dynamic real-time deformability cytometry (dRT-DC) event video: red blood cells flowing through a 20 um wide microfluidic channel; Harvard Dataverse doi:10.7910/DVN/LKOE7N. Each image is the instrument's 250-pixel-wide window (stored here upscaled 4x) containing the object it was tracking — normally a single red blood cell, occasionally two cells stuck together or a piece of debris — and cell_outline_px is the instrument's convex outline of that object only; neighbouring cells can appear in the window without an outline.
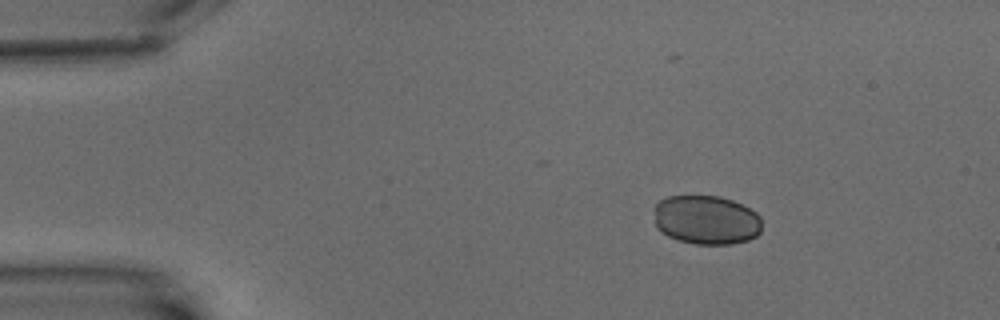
{"species": "common noctule bat (a hibernating species)", "species_latin": "Nyctalus noctula", "temperature_condition": "warm", "stored_images_in_passage": 5, "camera_frame_rate_fps": 3000, "um_per_image_px": 0.085, "animal": {"sex": "male", "body_mass_g": 15.6}, "frame": {"image": 1, "passage_image": 1, "time_ms": 0.0, "image_size_px": [1000, 320], "cell_outline_px": [[760, 232], [756, 236], [748, 240], [728, 244], [696, 244], [680, 240], [668, 236], [660, 232], [656, 228], [656, 204], [660, 200], [668, 196], [720, 196], [732, 200], [756, 212], [760, 216]], "centroid_in_image_um": [60.03, 18.69], "position_along_channel_um": 25.0, "area_um2": 30.69}}